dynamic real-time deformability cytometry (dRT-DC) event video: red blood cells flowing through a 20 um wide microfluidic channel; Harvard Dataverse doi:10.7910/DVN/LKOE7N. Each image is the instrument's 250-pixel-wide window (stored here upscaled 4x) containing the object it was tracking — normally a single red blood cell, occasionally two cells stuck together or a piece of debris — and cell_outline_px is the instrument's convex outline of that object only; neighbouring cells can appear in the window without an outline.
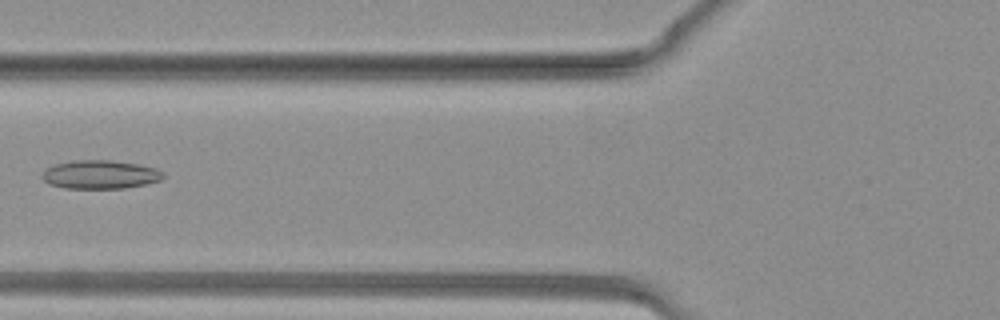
{"species": "common noctule bat (a hibernating species)", "species_latin": "Nyctalus noctula", "temperature_condition": "warm", "stored_images_in_passage": 30, "camera_frame_rate_fps": 3000, "um_per_image_px": 0.085, "animal": {"sex": "female", "body_mass_g": 19.3, "forearm_length_mm": 54.1}, "frame": {"image": 1, "passage_image": 7, "time_ms": 2.0, "image_size_px": [1000, 320], "cell_outline_px": [[164, 176], [160, 180], [144, 184], [124, 188], [64, 188], [48, 184], [40, 176], [44, 168], [56, 164], [72, 160], [108, 160], [140, 164], [156, 168], [164, 172]], "centroid_in_image_um": [8.48, 14.83], "position_along_channel_um": 117.3, "area_um2": 20.29}}
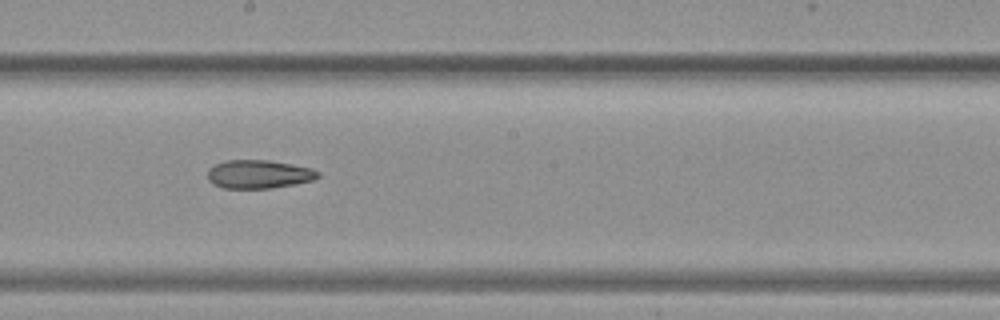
{"frame": {"image": 2, "passage_image": 13, "time_ms": 4.0, "image_size_px": [1000, 320], "cell_outline_px": [[320, 176], [312, 180], [272, 188], [224, 188], [212, 184], [208, 180], [208, 168], [224, 160], [268, 160], [292, 164], [312, 168], [320, 172]], "centroid_in_image_um": [21.98, 14.8], "position_along_channel_um": 226.2, "area_um2": 18.32}}
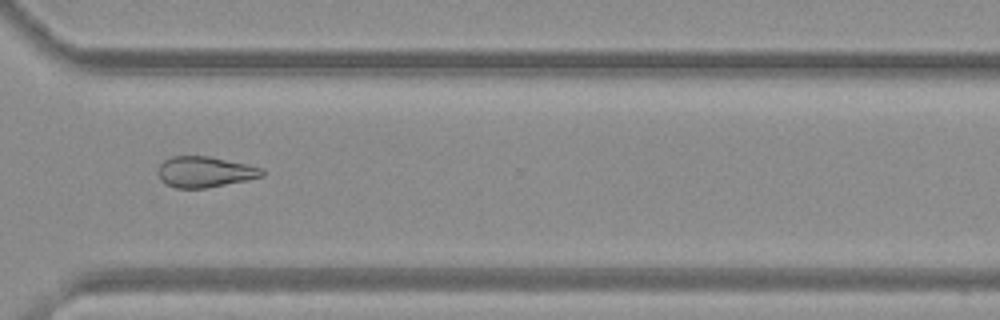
{"frame": {"image": 3, "passage_image": 20, "time_ms": 6.333, "image_size_px": [1000, 320], "cell_outline_px": [[264, 176], [248, 180], [204, 188], [176, 188], [160, 180], [156, 172], [160, 164], [164, 160], [172, 156], [208, 156], [248, 164], [264, 168]], "centroid_in_image_um": [17.42, 14.6], "position_along_channel_um": 353.2, "area_um2": 18.79}}